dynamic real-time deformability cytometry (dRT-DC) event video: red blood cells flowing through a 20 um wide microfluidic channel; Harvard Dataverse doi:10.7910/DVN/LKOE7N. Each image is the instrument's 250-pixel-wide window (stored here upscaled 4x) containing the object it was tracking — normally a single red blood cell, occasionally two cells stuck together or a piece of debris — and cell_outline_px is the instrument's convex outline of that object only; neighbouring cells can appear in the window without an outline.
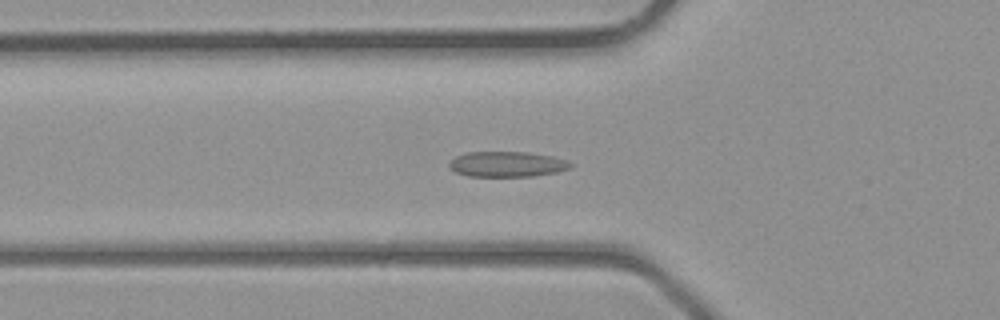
{"species": "common noctule bat (a hibernating species)", "species_latin": "Nyctalus noctula", "temperature_condition": "room temperature", "stored_images_in_passage": 40, "camera_frame_rate_fps": 3000, "um_per_image_px": 0.085, "animal": {"sex": "male", "body_mass_g": 23.1, "forearm_length_mm": 52.7}, "frame": {"image": 1, "passage_image": 14, "time_ms": 4.333, "image_size_px": [1000, 320], "cell_outline_px": [[572, 168], [556, 172], [532, 176], [468, 176], [456, 172], [448, 164], [456, 156], [464, 152], [528, 152], [552, 156], [568, 160], [572, 164]], "centroid_in_image_um": [43.13, 13.95], "position_along_channel_um": 82.7, "area_um2": 17.92}}
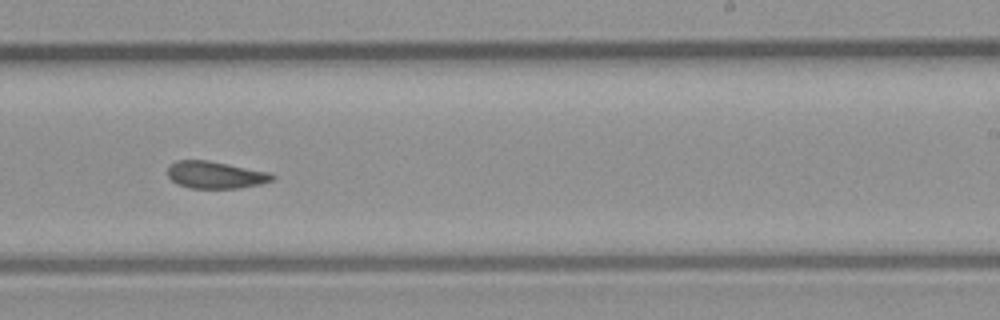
{"frame": {"image": 2, "passage_image": 25, "time_ms": 8.0, "image_size_px": [1000, 320], "cell_outline_px": [[276, 176], [272, 180], [260, 184], [236, 188], [192, 188], [176, 184], [168, 176], [168, 168], [176, 160], [208, 160], [268, 172]], "centroid_in_image_um": [18.29, 14.86], "position_along_channel_um": 270.7, "area_um2": 16.36}}
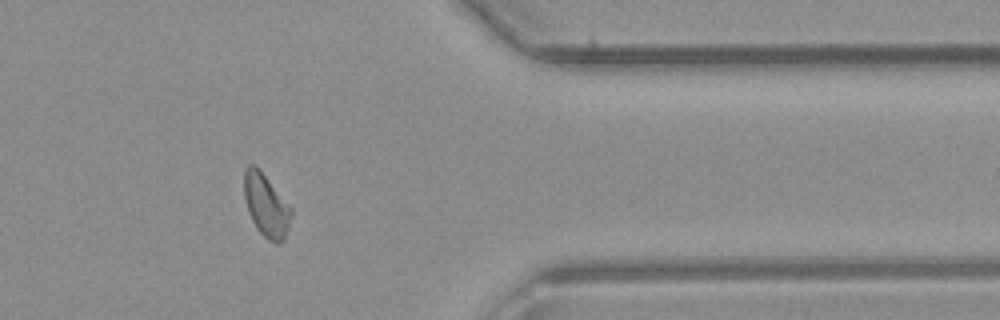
{"frame": {"image": 3, "passage_image": 33, "time_ms": 10.667, "image_size_px": [1000, 320], "cell_outline_px": [[292, 216], [284, 240], [280, 244], [276, 244], [268, 240], [256, 228], [248, 212], [244, 196], [244, 168], [248, 164], [256, 164], [260, 168], [292, 208]], "centroid_in_image_um": [22.62, 17.43], "position_along_channel_um": 388.8, "area_um2": 17.57}}